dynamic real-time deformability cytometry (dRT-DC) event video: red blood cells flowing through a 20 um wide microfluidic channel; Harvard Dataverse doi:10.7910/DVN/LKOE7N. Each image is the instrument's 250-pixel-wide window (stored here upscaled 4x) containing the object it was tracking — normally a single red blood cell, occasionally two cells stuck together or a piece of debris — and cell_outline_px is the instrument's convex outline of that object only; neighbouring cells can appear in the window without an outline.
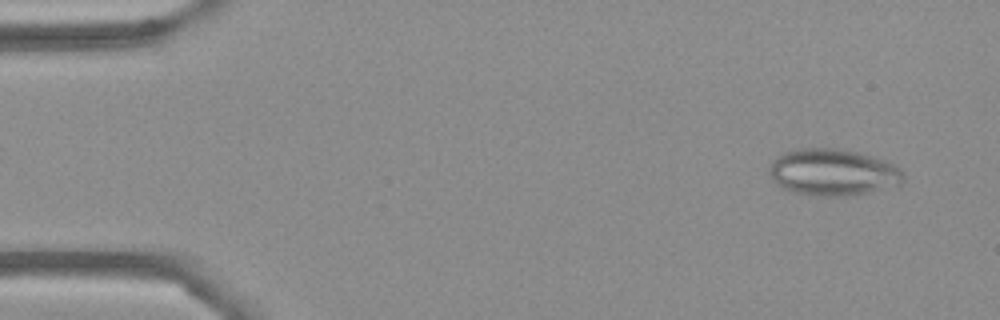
{"species": "Egyptian fruit bat (a non-hibernating species)", "species_latin": "Rousettus aegyptiacus", "temperature_condition": "cold", "stored_images_in_passage": 51, "camera_frame_rate_fps": 3000, "um_per_image_px": 0.085, "frame": {"image": 1, "passage_image": 1, "time_ms": 0.0, "image_size_px": [1000, 320], "cell_outline_px": [[904, 180], [900, 184], [868, 192], [844, 196], [824, 196], [796, 192], [784, 188], [776, 184], [772, 180], [768, 172], [768, 168], [772, 160], [780, 152], [796, 148], [840, 148], [888, 160], [900, 168], [904, 172]], "centroid_in_image_um": [70.77, 14.61], "position_along_channel_um": 14.2, "area_um2": 36.82}}
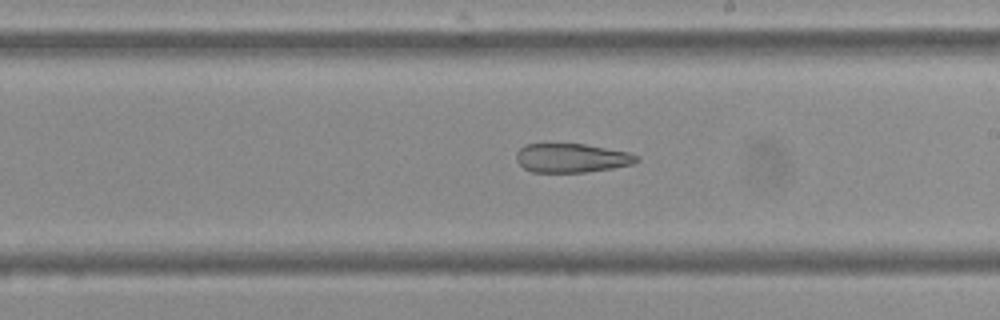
{"frame": {"image": 2, "passage_image": 28, "time_ms": 9.0, "image_size_px": [1000, 320], "cell_outline_px": [[640, 160], [632, 164], [612, 168], [584, 172], [532, 172], [524, 168], [516, 160], [516, 152], [524, 144], [584, 144], [628, 152], [640, 156]], "centroid_in_image_um": [48.59, 13.43], "position_along_channel_um": 240.4, "area_um2": 20.29}}
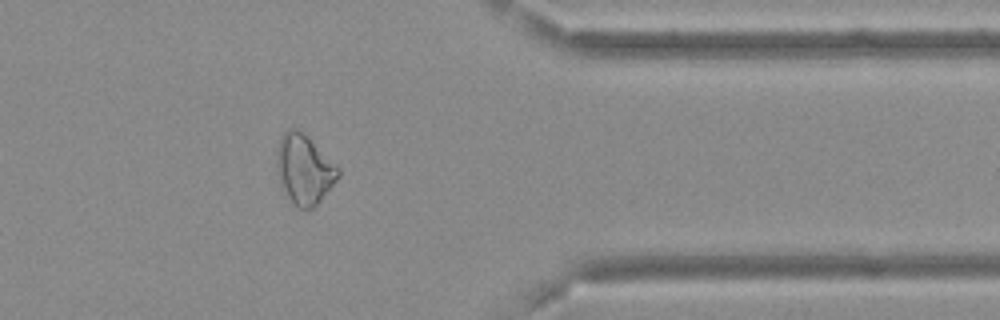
{"frame": {"image": 3, "passage_image": 41, "time_ms": 13.333, "image_size_px": [1000, 320], "cell_outline_px": [[340, 176], [320, 200], [312, 208], [300, 208], [288, 196], [280, 180], [276, 164], [276, 156], [280, 136], [288, 128], [296, 128], [340, 168]], "centroid_in_image_um": [25.85, 14.37], "position_along_channel_um": 385.5, "area_um2": 24.04}, "authors_computed_cell_mechanics": {"area_um2": 25.4898, "velocity_mm_per_s": 3.6974, "shape_relaxation_time_tau1_ms": null, "shape_relaxation_time_tau2_ms": 5.1959, "deformation_change_tau1": null, "deformation_change_tau2": 0.1465}}